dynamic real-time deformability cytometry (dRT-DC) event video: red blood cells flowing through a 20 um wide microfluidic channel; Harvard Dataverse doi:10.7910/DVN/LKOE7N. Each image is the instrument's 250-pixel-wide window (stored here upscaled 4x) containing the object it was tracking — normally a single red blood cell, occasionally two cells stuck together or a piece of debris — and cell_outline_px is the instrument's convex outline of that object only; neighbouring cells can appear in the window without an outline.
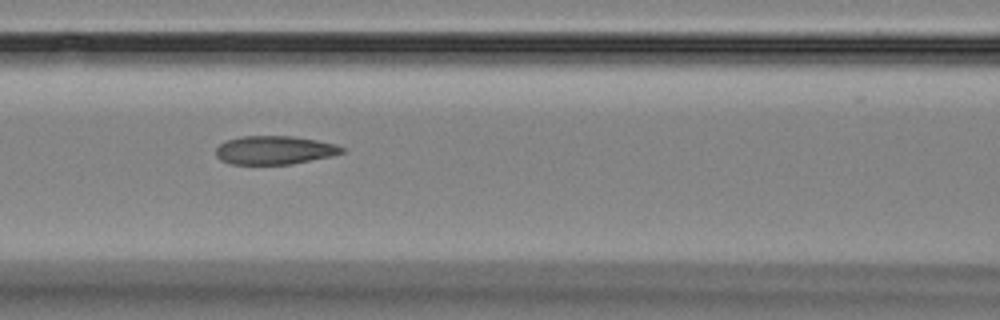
{"species": "Egyptian fruit bat (a non-hibernating species)", "species_latin": "Rousettus aegyptiacus", "temperature_condition": "room temperature", "stored_images_in_passage": 7, "camera_frame_rate_fps": 3000, "um_per_image_px": 0.085, "animal": {"sex": "female"}, "frame": {"image": 1, "passage_image": 6, "time_ms": 6.667, "image_size_px": [1000, 320], "cell_outline_px": [[344, 152], [332, 156], [292, 164], [232, 164], [220, 160], [216, 156], [216, 148], [224, 140], [240, 136], [292, 136], [316, 140], [336, 144], [344, 148]], "centroid_in_image_um": [23.31, 12.76], "position_along_channel_um": 143.3, "area_um2": 21.04}}
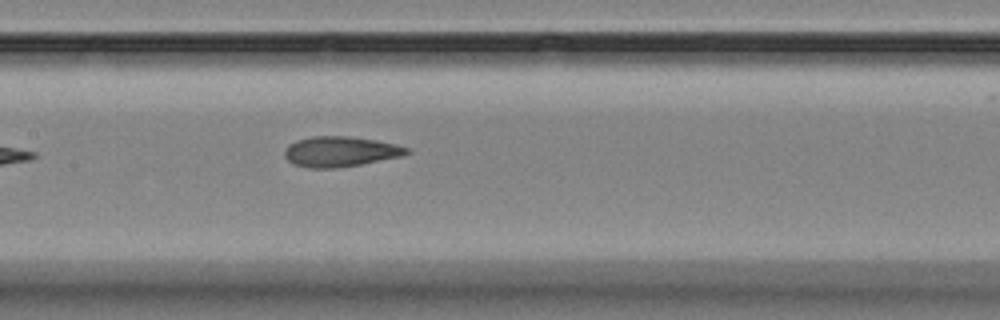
{"frame": {"image": 2, "passage_image": 7, "time_ms": 7.667, "image_size_px": [1000, 320], "cell_outline_px": [[412, 152], [400, 156], [340, 168], [308, 168], [292, 164], [284, 156], [284, 152], [288, 144], [296, 140], [312, 136], [348, 136], [376, 140], [396, 144], [412, 148]], "centroid_in_image_um": [28.92, 12.88], "position_along_channel_um": 178.5, "area_um2": 21.73}}